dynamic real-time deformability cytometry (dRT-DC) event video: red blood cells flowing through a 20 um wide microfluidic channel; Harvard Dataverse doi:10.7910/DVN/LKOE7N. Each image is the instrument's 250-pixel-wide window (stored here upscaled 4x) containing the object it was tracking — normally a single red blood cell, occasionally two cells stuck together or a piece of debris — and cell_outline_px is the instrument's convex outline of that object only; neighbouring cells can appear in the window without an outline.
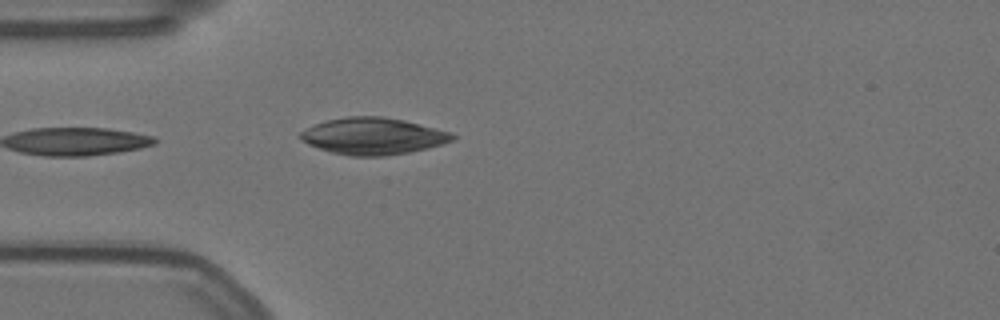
{"species": "Egyptian fruit bat (a non-hibernating species)", "species_latin": "Rousettus aegyptiacus", "temperature_condition": "warm", "stored_images_in_passage": 6, "camera_frame_rate_fps": 3000, "um_per_image_px": 0.085, "animal": {"sex": "female"}, "frame": {"image": 1, "passage_image": 1, "time_ms": 0.0, "image_size_px": [1000, 320], "cell_outline_px": [[456, 136], [452, 140], [444, 144], [428, 148], [408, 152], [384, 156], [352, 156], [332, 152], [308, 144], [300, 140], [300, 132], [316, 124], [328, 120], [348, 116], [384, 116], [404, 120], [452, 132]], "centroid_in_image_um": [31.74, 11.57], "position_along_channel_um": 53.3, "area_um2": 32.43}}